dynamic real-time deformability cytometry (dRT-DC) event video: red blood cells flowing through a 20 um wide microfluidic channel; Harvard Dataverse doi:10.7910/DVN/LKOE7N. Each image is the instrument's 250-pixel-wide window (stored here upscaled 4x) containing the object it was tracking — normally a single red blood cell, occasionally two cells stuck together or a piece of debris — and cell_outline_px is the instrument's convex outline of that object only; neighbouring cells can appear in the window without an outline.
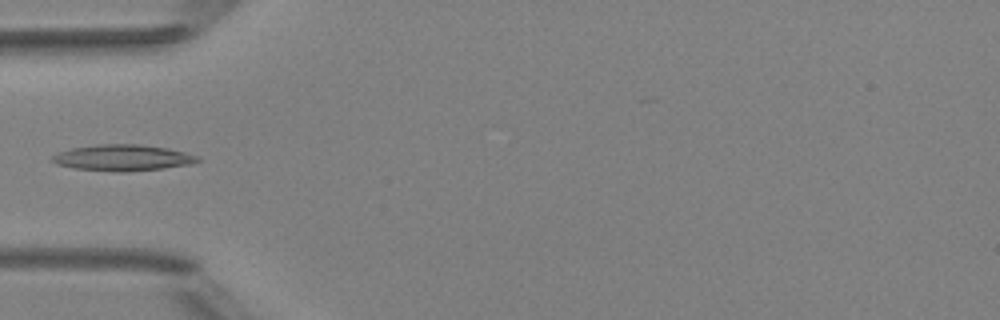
{"species": "Egyptian fruit bat (a non-hibernating species)", "species_latin": "Rousettus aegyptiacus", "temperature_condition": "room temperature", "stored_images_in_passage": 5, "camera_frame_rate_fps": 3000, "um_per_image_px": 0.085, "animal": {"sex": "female"}, "frame": {"image": 1, "passage_image": 5, "time_ms": 4.333, "image_size_px": [1000, 320], "cell_outline_px": [[200, 160], [188, 164], [164, 168], [124, 172], [116, 172], [72, 168], [56, 164], [52, 160], [52, 156], [60, 152], [72, 148], [96, 144], [140, 144], [168, 148], [200, 156]], "centroid_in_image_um": [10.42, 13.41], "position_along_channel_um": 74.6, "area_um2": 22.14}}